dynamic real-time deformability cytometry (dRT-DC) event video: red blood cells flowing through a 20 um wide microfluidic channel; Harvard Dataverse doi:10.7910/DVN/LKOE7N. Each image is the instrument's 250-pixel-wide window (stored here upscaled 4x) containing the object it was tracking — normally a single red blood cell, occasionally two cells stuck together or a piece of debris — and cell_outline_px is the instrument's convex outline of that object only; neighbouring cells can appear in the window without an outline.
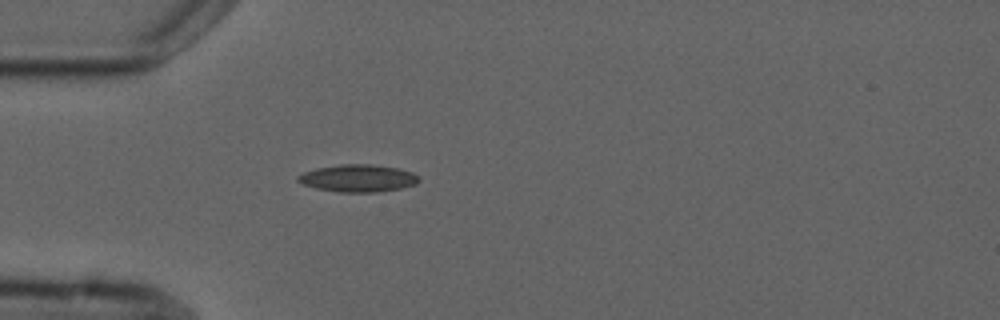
{"species": "common noctule bat (a hibernating species)", "species_latin": "Nyctalus noctula", "temperature_condition": "cold", "stored_images_in_passage": 2, "camera_frame_rate_fps": 3000, "um_per_image_px": 0.085, "animal": {"sex": "male", "forearm_length_mm": 52.5}, "frame": {"image": 1, "passage_image": 2, "time_ms": 1.333, "image_size_px": [1000, 320], "cell_outline_px": [[420, 180], [416, 184], [400, 188], [376, 192], [340, 192], [316, 188], [304, 184], [296, 180], [296, 176], [304, 172], [316, 168], [340, 164], [368, 164], [396, 168], [412, 172], [420, 176]], "centroid_in_image_um": [30.43, 15.14], "position_along_channel_um": 54.6, "area_um2": 19.19}}